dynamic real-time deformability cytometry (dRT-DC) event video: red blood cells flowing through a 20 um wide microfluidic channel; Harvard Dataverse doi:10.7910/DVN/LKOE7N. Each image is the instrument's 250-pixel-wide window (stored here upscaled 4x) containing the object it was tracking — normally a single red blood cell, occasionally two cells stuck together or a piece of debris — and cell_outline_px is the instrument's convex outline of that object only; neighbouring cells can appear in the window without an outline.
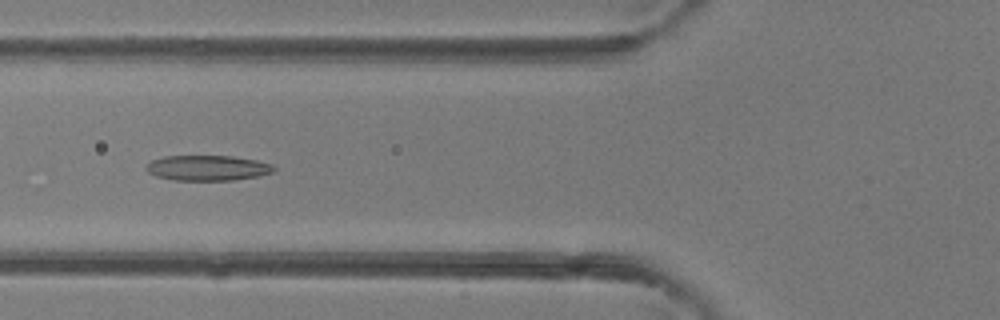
{"species": "common noctule bat (a hibernating species)", "species_latin": "Nyctalus noctula", "temperature_condition": "room temperature", "stored_images_in_passage": 4, "camera_frame_rate_fps": 3000, "um_per_image_px": 0.085, "animal": {"sex": "female"}, "frame": {"image": 1, "passage_image": 4, "time_ms": 3.333, "image_size_px": [1000, 320], "cell_outline_px": [[276, 168], [272, 172], [256, 176], [232, 180], [172, 180], [156, 176], [148, 172], [144, 168], [152, 160], [164, 156], [232, 156], [256, 160], [272, 164]], "centroid_in_image_um": [17.62, 14.27], "position_along_channel_um": 108.2, "area_um2": 18.73}}